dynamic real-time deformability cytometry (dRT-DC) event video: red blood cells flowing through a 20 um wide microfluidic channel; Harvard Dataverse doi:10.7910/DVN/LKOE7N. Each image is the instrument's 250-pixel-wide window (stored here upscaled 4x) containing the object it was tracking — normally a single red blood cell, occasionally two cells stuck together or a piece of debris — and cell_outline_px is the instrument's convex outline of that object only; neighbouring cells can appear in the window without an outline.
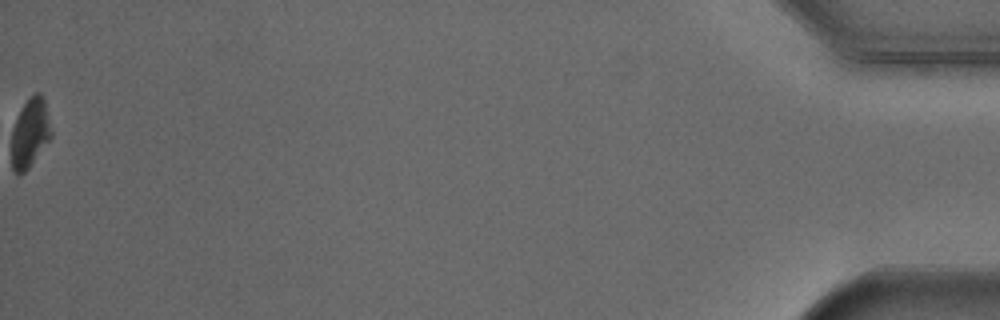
{"species": "Egyptian fruit bat (a non-hibernating species)", "species_latin": "Rousettus aegyptiacus", "temperature_condition": "cold", "stored_images_in_passage": 38, "camera_frame_rate_fps": 3000, "um_per_image_px": 0.085, "animal": {"sex": "male"}, "frame": {"image": 1, "passage_image": 38, "time_ms": 12.333, "image_size_px": [1000, 320], "cell_outline_px": [[52, 136], [28, 168], [24, 172], [16, 172], [12, 168], [12, 128], [24, 104], [36, 92], [40, 92], [44, 100], [52, 132]], "centroid_in_image_um": [2.56, 11.3], "position_along_channel_um": 432.6, "area_um2": 15.43}}